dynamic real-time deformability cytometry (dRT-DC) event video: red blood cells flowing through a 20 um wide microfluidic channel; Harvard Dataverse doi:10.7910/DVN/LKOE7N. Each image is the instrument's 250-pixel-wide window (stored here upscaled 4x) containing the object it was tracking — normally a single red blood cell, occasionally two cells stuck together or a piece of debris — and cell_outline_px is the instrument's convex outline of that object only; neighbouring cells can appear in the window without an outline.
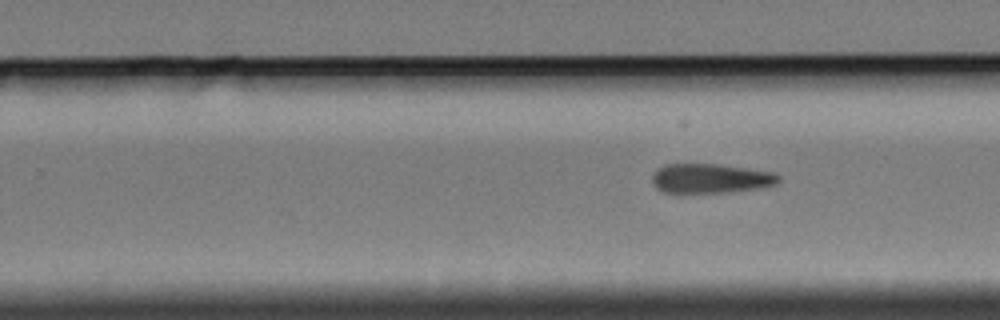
{"species": "Egyptian fruit bat (a non-hibernating species)", "species_latin": "Rousettus aegyptiacus", "temperature_condition": "cold", "stored_images_in_passage": 10, "segment_of_instrument_passage": [2, 2], "camera_frame_rate_fps": 3000, "um_per_image_px": 0.085, "animal": {"sex": "female"}, "frame": {"image": 1, "passage_image": 10, "time_ms": 11.667, "image_size_px": [1000, 320], "cell_outline_px": [[780, 180], [776, 184], [760, 188], [728, 192], [664, 192], [656, 188], [652, 180], [652, 176], [656, 168], [664, 164], [716, 164], [772, 172], [780, 176]], "centroid_in_image_um": [60.37, 15.16], "position_along_channel_um": 269.4, "area_um2": 21.56}}